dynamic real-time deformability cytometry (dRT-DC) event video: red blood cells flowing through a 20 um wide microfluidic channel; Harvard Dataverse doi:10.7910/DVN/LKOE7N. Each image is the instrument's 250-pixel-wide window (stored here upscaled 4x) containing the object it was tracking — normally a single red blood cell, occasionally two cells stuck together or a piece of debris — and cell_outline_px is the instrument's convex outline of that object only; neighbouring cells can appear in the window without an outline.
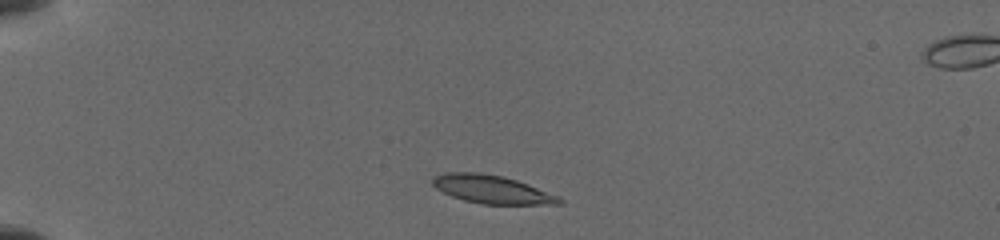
{"species": "common noctule bat (a hibernating species)", "species_latin": "Nyctalus noctula", "temperature_condition": "cold", "stored_images_in_passage": 32, "camera_frame_rate_fps": 3000, "um_per_image_px": 0.085, "animal": {"sex": "female", "body_mass_g": 19.5, "forearm_length_mm": 54.1}, "frame": {"image": 1, "passage_image": 1, "time_ms": 0.0, "image_size_px": [1000, 240], "cell_outline_px": [[564, 204], [480, 204], [464, 200], [452, 196], [436, 188], [432, 184], [432, 176], [444, 172], [480, 172], [504, 176], [528, 184], [560, 196], [564, 200]], "centroid_in_image_um": [41.82, 16.09], "position_along_channel_um": 43.2, "area_um2": 21.04}}
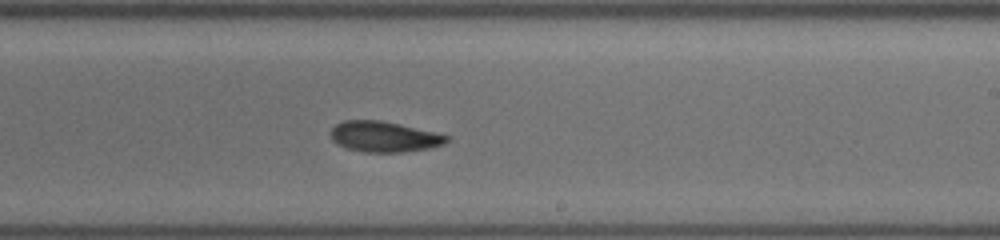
{"frame": {"image": 2, "passage_image": 15, "time_ms": 6.667, "image_size_px": [1000, 240], "cell_outline_px": [[448, 140], [444, 144], [428, 148], [400, 152], [364, 152], [348, 148], [336, 144], [332, 140], [332, 128], [336, 124], [344, 120], [380, 120], [432, 132], [448, 136]], "centroid_in_image_um": [32.6, 11.62], "position_along_channel_um": 256.4, "area_um2": 20.23}}
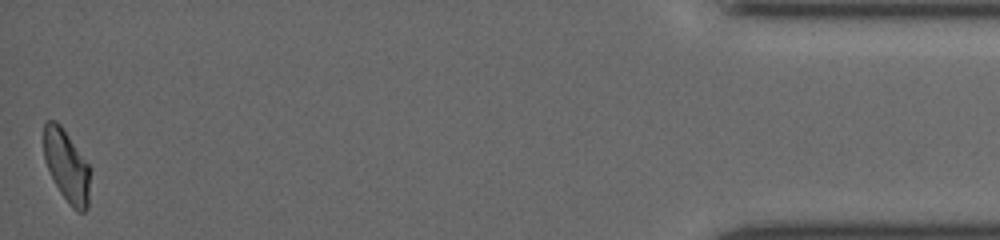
{"frame": {"image": 3, "passage_image": 32, "time_ms": 13.0, "image_size_px": [1000, 240], "cell_outline_px": [[92, 168], [88, 208], [84, 212], [76, 212], [68, 204], [60, 192], [44, 160], [44, 124], [48, 120], [56, 120], [60, 124]], "centroid_in_image_um": [5.71, 14.14], "position_along_channel_um": 429.5, "area_um2": 19.83}}